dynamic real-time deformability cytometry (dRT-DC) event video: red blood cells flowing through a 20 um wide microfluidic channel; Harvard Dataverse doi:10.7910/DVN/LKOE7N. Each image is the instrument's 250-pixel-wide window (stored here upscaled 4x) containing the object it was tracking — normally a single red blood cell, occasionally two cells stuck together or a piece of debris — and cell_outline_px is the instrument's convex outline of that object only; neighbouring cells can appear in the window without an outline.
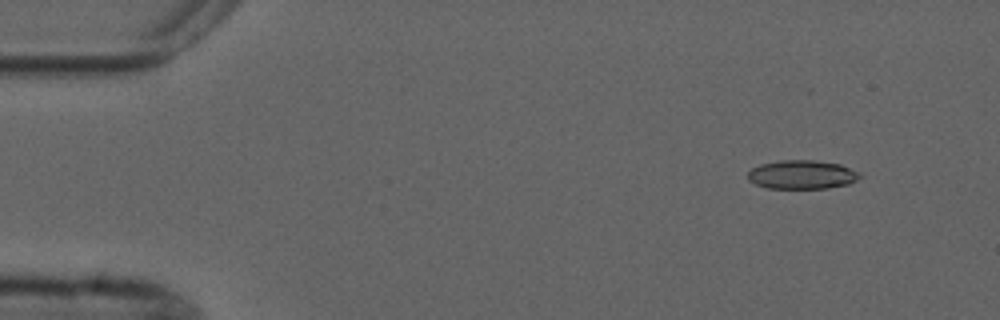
{"species": "common noctule bat (a hibernating species)", "species_latin": "Nyctalus noctula", "temperature_condition": "cold", "stored_images_in_passage": 4, "camera_frame_rate_fps": 3000, "um_per_image_px": 0.085, "animal": {"sex": "male", "forearm_length_mm": 52.5}, "frame": {"image": 1, "passage_image": 1, "time_ms": 0.0, "image_size_px": [1000, 320], "cell_outline_px": [[864, 176], [848, 184], [828, 188], [768, 188], [756, 184], [748, 180], [748, 172], [752, 168], [760, 164], [784, 160], [816, 160], [840, 164], [860, 172]], "centroid_in_image_um": [68.2, 14.84], "position_along_channel_um": 16.8, "area_um2": 18.84}}